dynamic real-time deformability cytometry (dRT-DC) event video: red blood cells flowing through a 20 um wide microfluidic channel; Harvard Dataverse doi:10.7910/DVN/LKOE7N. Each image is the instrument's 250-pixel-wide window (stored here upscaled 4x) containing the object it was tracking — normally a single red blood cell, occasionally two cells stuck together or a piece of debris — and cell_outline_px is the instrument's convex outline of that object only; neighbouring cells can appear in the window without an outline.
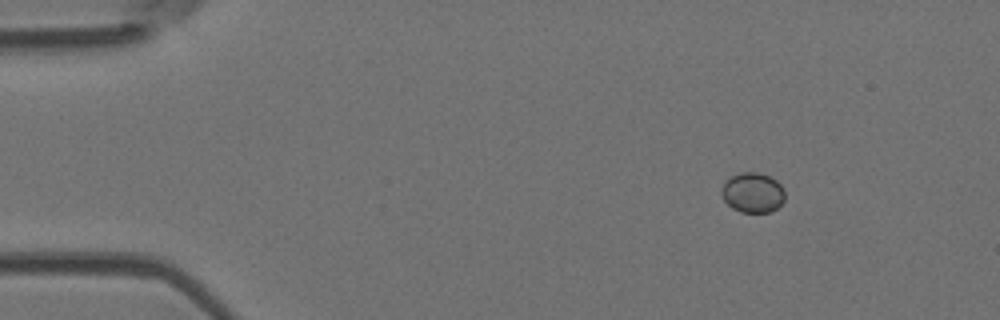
{"species": "Egyptian fruit bat (a non-hibernating species)", "species_latin": "Rousettus aegyptiacus", "temperature_condition": "room temperature", "stored_images_in_passage": 7, "camera_frame_rate_fps": 3000, "um_per_image_px": 0.085, "animal": {"sex": "female"}, "frame": {"image": 1, "passage_image": 2, "time_ms": 1.333, "image_size_px": [1000, 320], "cell_outline_px": [[784, 200], [772, 212], [740, 212], [732, 208], [724, 200], [720, 192], [724, 184], [732, 176], [740, 172], [760, 172], [776, 180], [784, 188]], "centroid_in_image_um": [63.99, 16.37], "position_along_channel_um": 21.0, "area_um2": 14.74}}
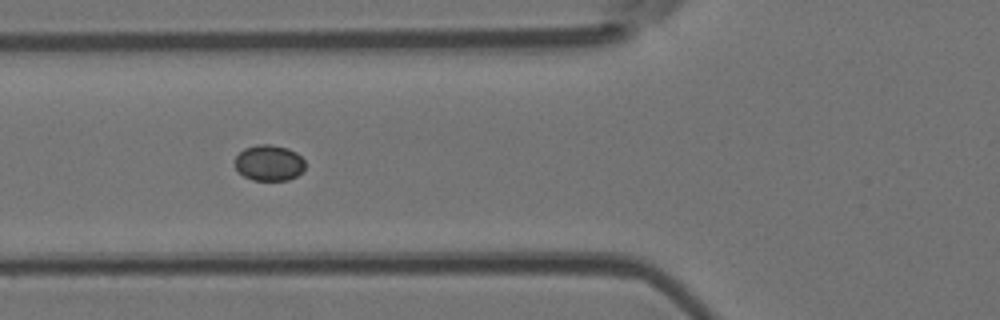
{"frame": {"image": 2, "passage_image": 6, "time_ms": 5.667, "image_size_px": [1000, 320], "cell_outline_px": [[304, 168], [296, 176], [288, 180], [252, 180], [244, 176], [236, 168], [236, 156], [244, 148], [256, 144], [268, 144], [288, 148], [296, 152], [304, 160]], "centroid_in_image_um": [22.87, 13.83], "position_along_channel_um": 102.9, "area_um2": 14.57}}
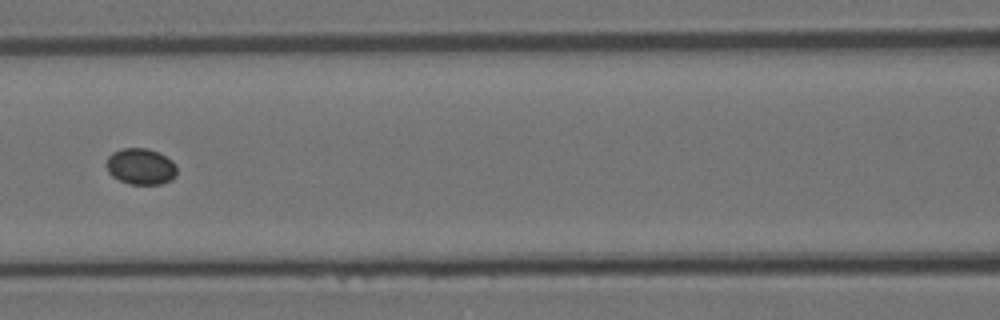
{"frame": {"image": 3, "passage_image": 7, "time_ms": 7.0, "image_size_px": [1000, 320], "cell_outline_px": [[176, 176], [172, 180], [160, 184], [132, 184], [120, 180], [112, 176], [108, 172], [104, 164], [108, 156], [112, 152], [120, 148], [148, 148], [160, 152], [172, 160], [176, 164]], "centroid_in_image_um": [11.95, 14.13], "position_along_channel_um": 154.6, "area_um2": 15.2}}